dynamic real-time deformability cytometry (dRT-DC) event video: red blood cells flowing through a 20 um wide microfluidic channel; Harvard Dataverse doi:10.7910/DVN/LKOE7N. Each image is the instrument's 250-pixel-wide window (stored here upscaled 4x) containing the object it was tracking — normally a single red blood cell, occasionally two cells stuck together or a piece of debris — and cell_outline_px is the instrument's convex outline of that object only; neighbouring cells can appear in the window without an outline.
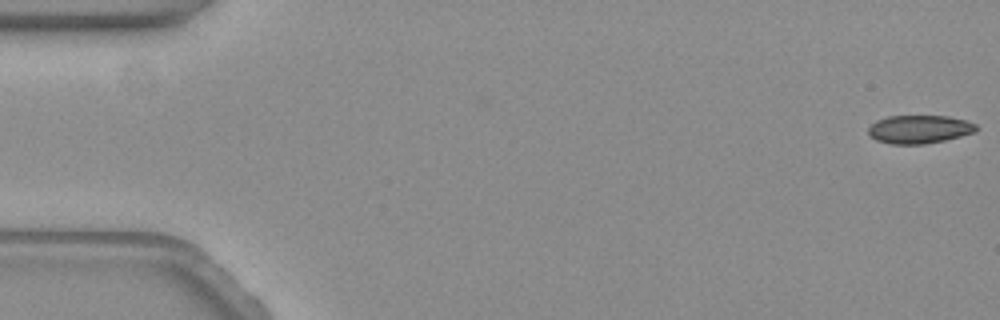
{"species": "common noctule bat (a hibernating species)", "species_latin": "Nyctalus noctula", "temperature_condition": "warm", "stored_images_in_passage": 60, "camera_frame_rate_fps": 3000, "um_per_image_px": 0.085, "animal": {"sex": "female", "body_mass_g": 19.3, "forearm_length_mm": 54.1}, "frame": {"image": 1, "passage_image": 1, "time_ms": 0.0, "image_size_px": [1000, 320], "cell_outline_px": [[980, 128], [976, 132], [944, 140], [924, 144], [892, 144], [876, 140], [868, 136], [868, 128], [876, 120], [888, 116], [948, 116], [968, 120], [976, 124]], "centroid_in_image_um": [78.16, 10.98], "position_along_channel_um": 6.8, "area_um2": 17.98}}
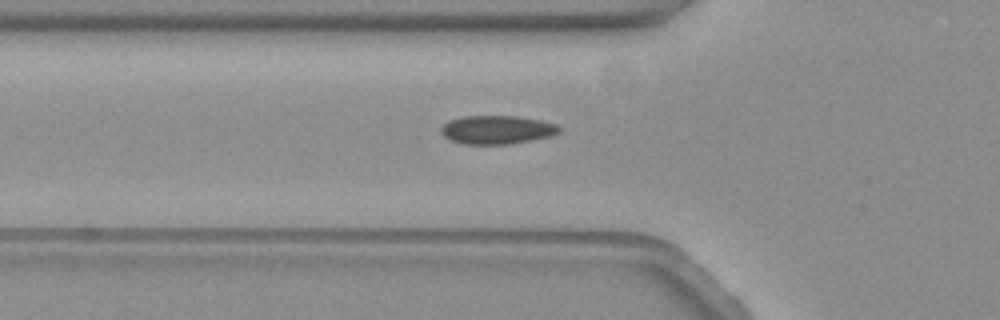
{"frame": {"image": 2, "passage_image": 21, "time_ms": 6.667, "image_size_px": [1000, 320], "cell_outline_px": [[560, 132], [548, 136], [508, 144], [464, 144], [448, 140], [440, 132], [440, 128], [448, 120], [464, 116], [516, 116], [540, 120], [556, 124], [560, 128]], "centroid_in_image_um": [42.17, 11.02], "position_along_channel_um": 83.6, "area_um2": 19.54}}
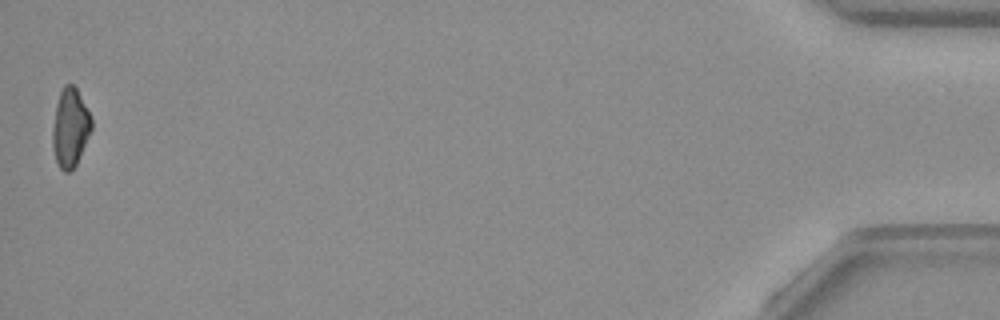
{"frame": {"image": 3, "passage_image": 60, "time_ms": 19.667, "image_size_px": [1000, 320], "cell_outline_px": [[92, 128], [76, 164], [68, 172], [64, 172], [60, 168], [56, 160], [52, 148], [52, 128], [56, 104], [60, 92], [64, 84], [72, 84], [76, 88], [92, 120]], "centroid_in_image_um": [5.94, 10.85], "position_along_channel_um": 429.3, "area_um2": 17.57}, "authors_computed_cell_mechanics": {"area_um2": 19.0451, "velocity_mm_per_s": 3.4464, "shape_relaxation_time_tau1_ms": null, "shape_relaxation_time_tau2_ms": 2.2195, "deformation_change_tau1": null, "deformation_change_tau2": 0.064}}